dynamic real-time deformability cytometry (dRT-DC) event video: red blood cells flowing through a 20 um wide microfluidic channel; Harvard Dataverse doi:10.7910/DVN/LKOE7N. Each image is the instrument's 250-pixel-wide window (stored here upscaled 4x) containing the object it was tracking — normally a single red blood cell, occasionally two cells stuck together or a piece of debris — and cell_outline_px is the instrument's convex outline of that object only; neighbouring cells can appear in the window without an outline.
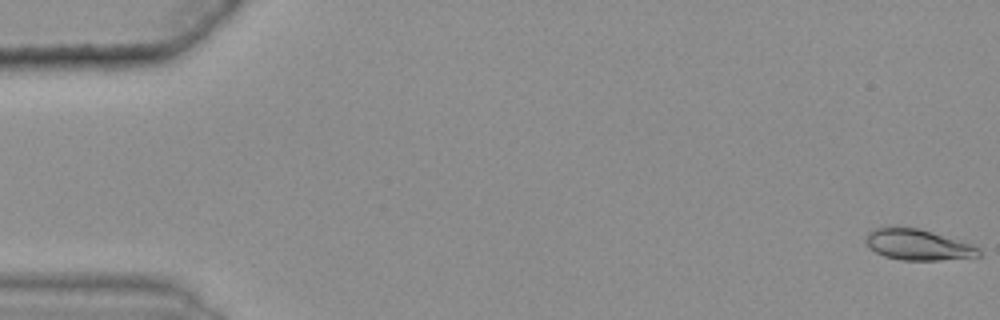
{"species": "common noctule bat (a hibernating species)", "species_latin": "Nyctalus noctula", "temperature_condition": "warm", "stored_images_in_passage": 47, "camera_frame_rate_fps": 3000, "um_per_image_px": 0.085, "animal": {"sex": "female", "body_mass_g": 25.1}, "frame": {"image": 1, "passage_image": 1, "time_ms": 0.0, "image_size_px": [1000, 320], "cell_outline_px": [[980, 256], [940, 260], [900, 260], [884, 256], [868, 248], [864, 240], [868, 232], [876, 228], [920, 228], [980, 248]], "centroid_in_image_um": [77.97, 20.82], "position_along_channel_um": 7.0, "area_um2": 19.94}}
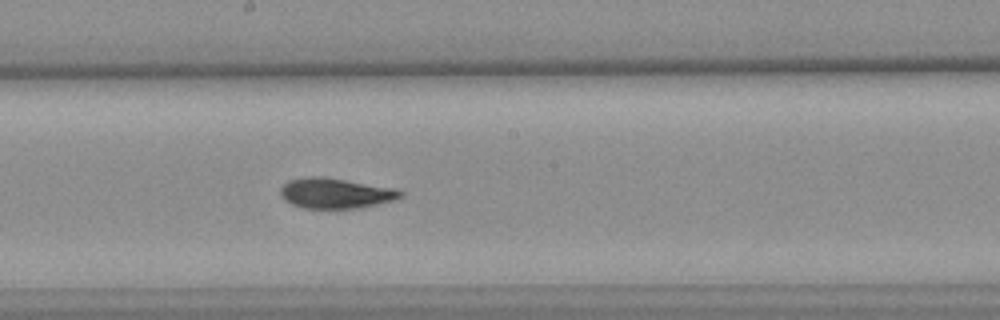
{"frame": {"image": 2, "passage_image": 31, "time_ms": 10.0, "image_size_px": [1000, 320], "cell_outline_px": [[404, 196], [392, 200], [360, 208], [304, 208], [292, 204], [284, 200], [280, 196], [280, 188], [288, 180], [308, 176], [320, 176], [396, 188], [404, 192]], "centroid_in_image_um": [28.5, 16.42], "position_along_channel_um": 219.7, "area_um2": 21.21}}
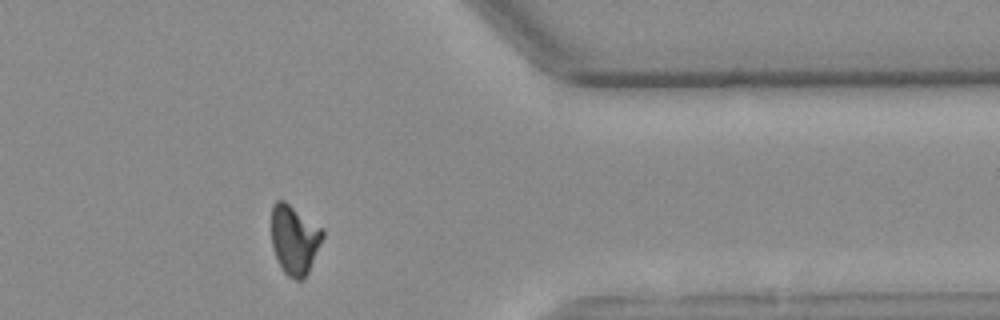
{"frame": {"image": 3, "passage_image": 46, "time_ms": 15.0, "image_size_px": [1000, 320], "cell_outline_px": [[324, 236], [308, 272], [304, 280], [296, 280], [288, 276], [284, 272], [272, 248], [272, 204], [276, 200], [284, 200], [324, 228]], "centroid_in_image_um": [25.04, 20.34], "position_along_channel_um": 386.4, "area_um2": 20.81}, "authors_computed_cell_mechanics": {"area_um2": 21.0392, "velocity_mm_per_s": 3.6396, "shape_relaxation_time_tau1_ms": 6.396, "shape_relaxation_time_tau2_ms": 1.6407, "deformation_change_tau1": 0.1971, "deformation_change_tau2": 0.0825}}